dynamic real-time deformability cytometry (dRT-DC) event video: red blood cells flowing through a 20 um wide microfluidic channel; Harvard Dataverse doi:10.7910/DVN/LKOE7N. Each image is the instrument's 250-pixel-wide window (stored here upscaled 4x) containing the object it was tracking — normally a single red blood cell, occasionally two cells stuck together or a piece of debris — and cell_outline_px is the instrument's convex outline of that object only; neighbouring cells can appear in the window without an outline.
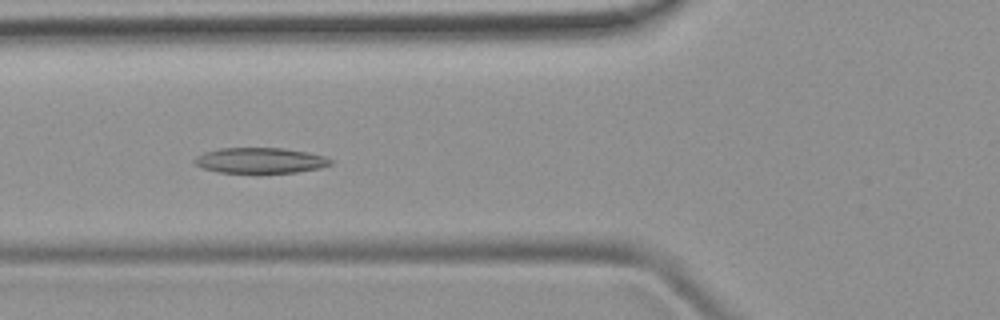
{"species": "common noctule bat (a hibernating species)", "species_latin": "Nyctalus noctula", "temperature_condition": "room temperature", "stored_images_in_passage": 7, "camera_frame_rate_fps": 3000, "um_per_image_px": 0.085, "animal": {"sex": "female", "body_mass_g": 19.9}, "frame": {"image": 1, "passage_image": 5, "time_ms": 4.333, "image_size_px": [1000, 320], "cell_outline_px": [[336, 160], [332, 164], [320, 168], [296, 172], [260, 176], [220, 172], [204, 168], [192, 164], [192, 160], [196, 156], [204, 152], [220, 148], [284, 148], [308, 152], [324, 156]], "centroid_in_image_um": [22.12, 13.68], "position_along_channel_um": 103.7, "area_um2": 21.39}}
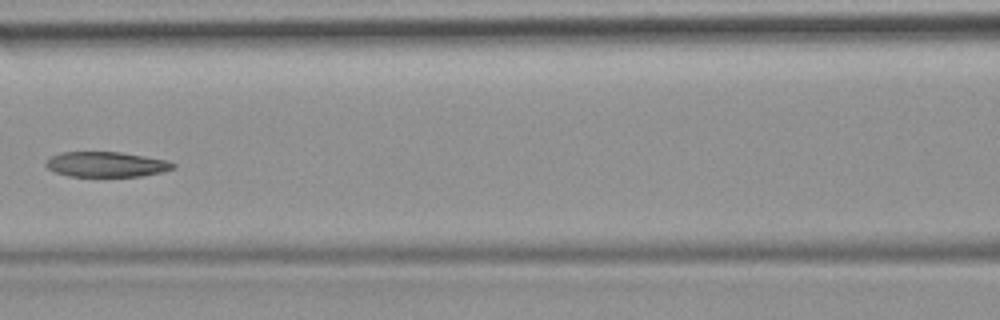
{"frame": {"image": 2, "passage_image": 6, "time_ms": 5.667, "image_size_px": [1000, 320], "cell_outline_px": [[176, 168], [160, 172], [140, 176], [68, 176], [56, 172], [48, 168], [44, 164], [44, 160], [60, 152], [120, 152], [168, 160], [176, 164]], "centroid_in_image_um": [9.02, 13.96], "position_along_channel_um": 157.6, "area_um2": 18.67}}
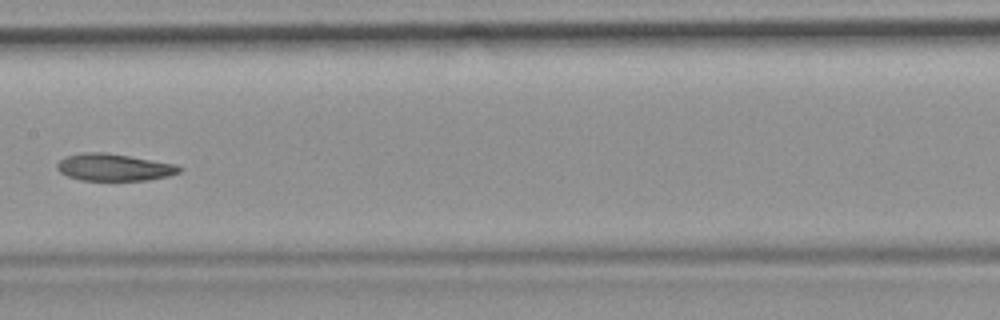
{"frame": {"image": 3, "passage_image": 7, "time_ms": 6.667, "image_size_px": [1000, 320], "cell_outline_px": [[184, 168], [180, 172], [168, 176], [148, 180], [80, 180], [68, 176], [60, 172], [56, 168], [56, 164], [64, 156], [84, 152], [104, 152], [176, 164]], "centroid_in_image_um": [9.68, 14.22], "position_along_channel_um": 197.7, "area_um2": 19.31}}